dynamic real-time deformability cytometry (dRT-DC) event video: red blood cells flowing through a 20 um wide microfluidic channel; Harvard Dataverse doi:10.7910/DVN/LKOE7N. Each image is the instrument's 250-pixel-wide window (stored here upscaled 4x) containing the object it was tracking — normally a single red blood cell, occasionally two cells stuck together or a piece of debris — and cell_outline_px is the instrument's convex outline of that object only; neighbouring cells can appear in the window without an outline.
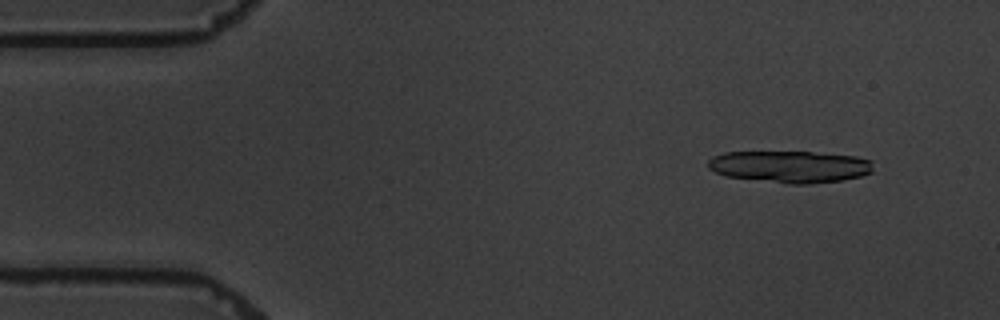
{"species": "common noctule bat (a hibernating species)", "species_latin": "Nyctalus noctula", "temperature_condition": "warm", "stored_images_in_passage": 5, "camera_frame_rate_fps": 3000, "um_per_image_px": 0.085, "animal": {"sex": "male", "body_mass_g": 19.5, "forearm_length_mm": 54.6}, "frame": {"image": 1, "passage_image": 2, "time_ms": 1.0, "image_size_px": [1000, 320], "cell_outline_px": [[872, 172], [860, 176], [844, 180], [812, 184], [788, 184], [728, 176], [716, 172], [708, 168], [708, 160], [712, 156], [724, 152], [812, 152], [856, 156], [872, 160]], "centroid_in_image_um": [67.17, 14.16], "position_along_channel_um": 17.8, "area_um2": 30.81}}